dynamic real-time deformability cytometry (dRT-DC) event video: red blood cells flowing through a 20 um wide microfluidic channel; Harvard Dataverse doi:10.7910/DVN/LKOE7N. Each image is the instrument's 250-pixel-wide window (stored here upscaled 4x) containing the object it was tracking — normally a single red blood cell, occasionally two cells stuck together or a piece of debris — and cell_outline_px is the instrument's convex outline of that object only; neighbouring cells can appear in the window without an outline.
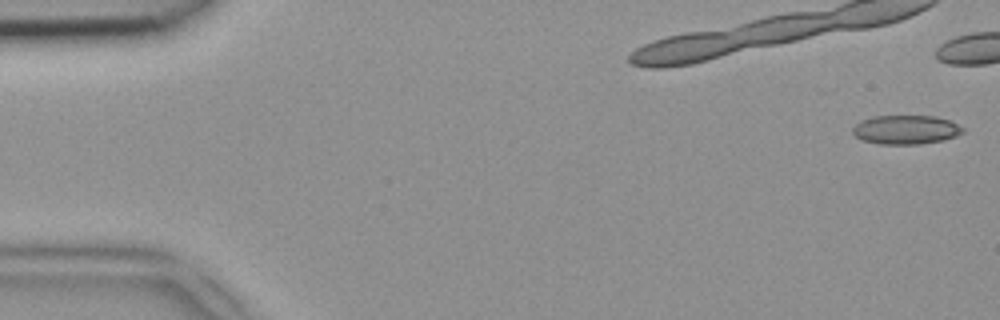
{"species": "common noctule bat (a hibernating species)", "species_latin": "Nyctalus noctula", "temperature_condition": "room temperature", "stored_images_in_passage": 46, "camera_frame_rate_fps": 3000, "um_per_image_px": 0.085, "animal": {"sex": "female", "body_mass_g": 18.4}, "frame": {"image": 1, "passage_image": 1, "time_ms": 0.0, "image_size_px": [1000, 320], "cell_outline_px": [[964, 132], [956, 136], [944, 140], [920, 144], [876, 144], [860, 140], [852, 132], [852, 128], [860, 120], [872, 116], [936, 116], [948, 120], [964, 128]], "centroid_in_image_um": [76.96, 11.03], "position_along_channel_um": 8.0, "area_um2": 18.79}}